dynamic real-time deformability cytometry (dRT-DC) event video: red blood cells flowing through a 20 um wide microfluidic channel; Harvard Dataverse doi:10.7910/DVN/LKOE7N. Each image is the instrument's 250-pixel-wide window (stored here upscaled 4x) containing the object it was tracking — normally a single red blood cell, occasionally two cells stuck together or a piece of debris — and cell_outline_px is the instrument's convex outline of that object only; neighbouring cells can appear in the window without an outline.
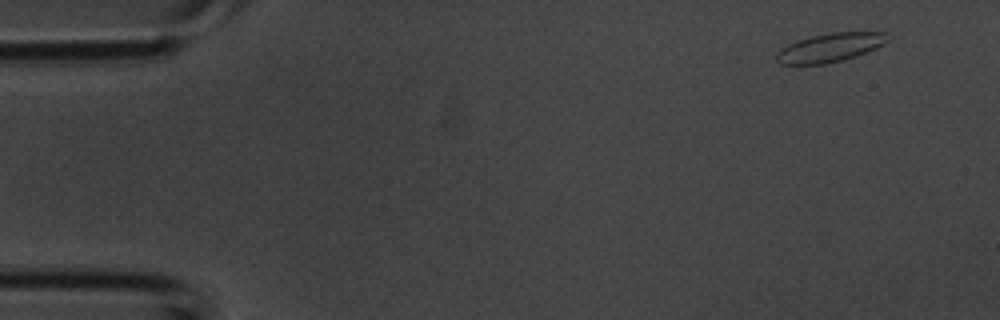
{"species": "common noctule bat (a hibernating species)", "species_latin": "Nyctalus noctula", "temperature_condition": "room temperature", "stored_images_in_passage": 41, "camera_frame_rate_fps": 3000, "um_per_image_px": 0.085, "animal": {"sex": "male", "body_mass_g": 20.1, "forearm_length_mm": 53.5}, "frame": {"image": 1, "passage_image": 1, "time_ms": 0.0, "image_size_px": [1000, 320], "cell_outline_px": [[888, 40], [884, 44], [876, 48], [844, 60], [824, 64], [780, 64], [776, 60], [776, 52], [788, 44], [796, 40], [812, 36], [832, 32], [888, 32]], "centroid_in_image_um": [70.55, 4.04], "position_along_channel_um": 14.5, "area_um2": 18.61}}
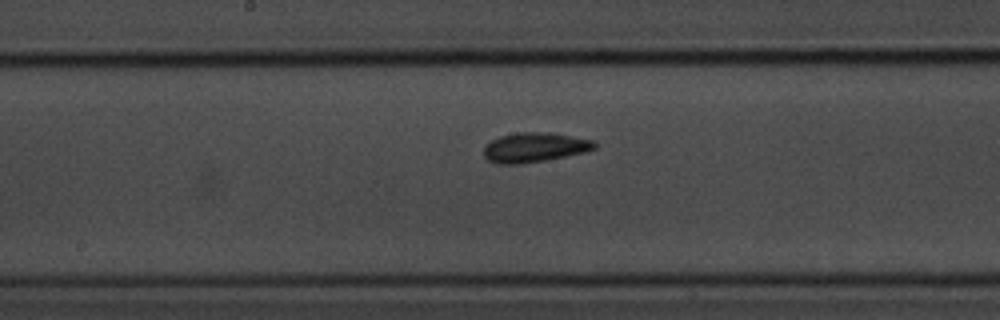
{"frame": {"image": 2, "passage_image": 20, "time_ms": 6.333, "image_size_px": [1000, 320], "cell_outline_px": [[596, 148], [584, 152], [544, 160], [520, 164], [496, 164], [488, 160], [484, 156], [484, 144], [500, 136], [516, 132], [552, 132], [596, 140]], "centroid_in_image_um": [45.43, 12.51], "position_along_channel_um": 202.8, "area_um2": 19.31}}
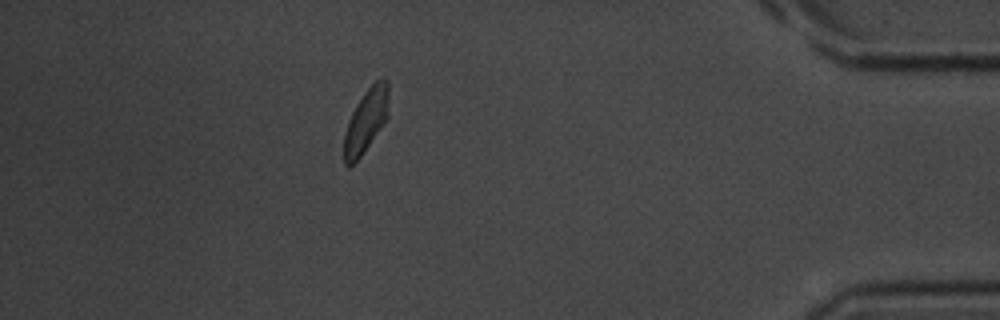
{"frame": {"image": 3, "passage_image": 36, "time_ms": 11.667, "image_size_px": [1000, 320], "cell_outline_px": [[388, 116], [380, 128], [360, 156], [348, 168], [344, 164], [344, 132], [348, 120], [356, 104], [364, 92], [376, 80], [388, 80]], "centroid_in_image_um": [31.08, 10.25], "position_along_channel_um": 404.1, "area_um2": 16.24}}